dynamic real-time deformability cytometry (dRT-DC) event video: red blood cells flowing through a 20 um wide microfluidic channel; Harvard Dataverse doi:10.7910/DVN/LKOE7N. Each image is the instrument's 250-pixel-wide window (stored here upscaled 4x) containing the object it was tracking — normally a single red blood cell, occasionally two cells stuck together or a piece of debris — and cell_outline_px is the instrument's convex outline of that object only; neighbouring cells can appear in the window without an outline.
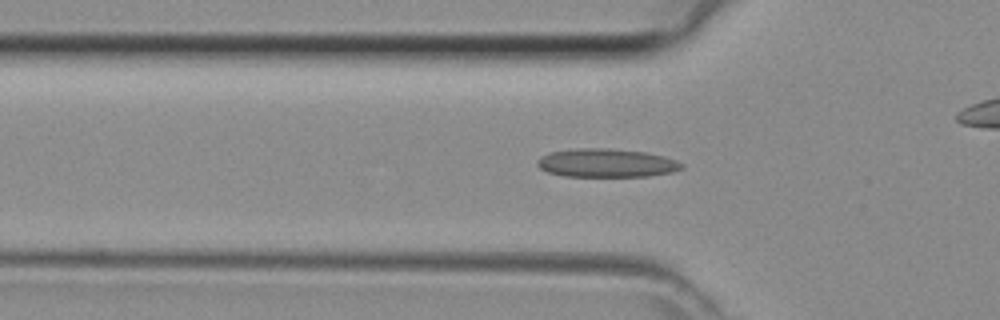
{"species": "common noctule bat (a hibernating species)", "species_latin": "Nyctalus noctula", "temperature_condition": "room temperature", "stored_images_in_passage": 34, "camera_frame_rate_fps": 3000, "um_per_image_px": 0.085, "animal": {"sex": "female", "body_mass_g": 29.2, "forearm_length_mm": 56.3}, "frame": {"image": 1, "passage_image": 8, "time_ms": 2.333, "image_size_px": [1000, 320], "cell_outline_px": [[684, 168], [672, 172], [648, 176], [564, 176], [548, 172], [540, 168], [536, 164], [536, 160], [540, 156], [548, 152], [580, 148], [604, 148], [644, 152], [664, 156], [676, 160], [684, 164]], "centroid_in_image_um": [51.53, 13.85], "position_along_channel_um": 74.3, "area_um2": 23.99}}
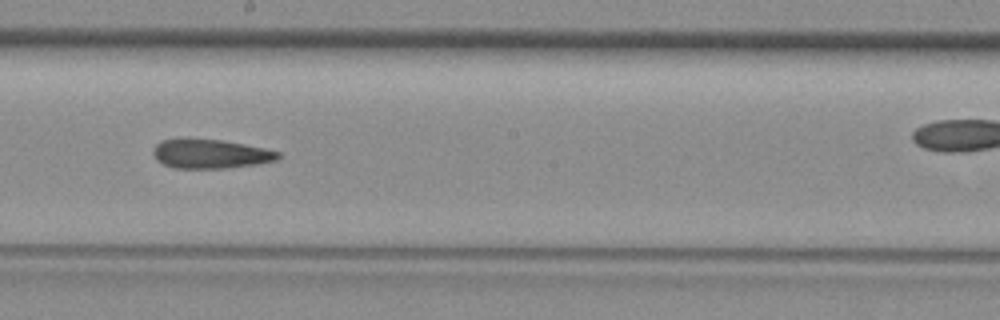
{"frame": {"image": 2, "passage_image": 18, "time_ms": 5.667, "image_size_px": [1000, 320], "cell_outline_px": [[280, 160], [256, 164], [228, 168], [172, 168], [156, 160], [152, 152], [152, 148], [160, 140], [220, 140], [244, 144], [264, 148], [280, 152]], "centroid_in_image_um": [17.9, 13.1], "position_along_channel_um": 230.3, "area_um2": 21.04}}
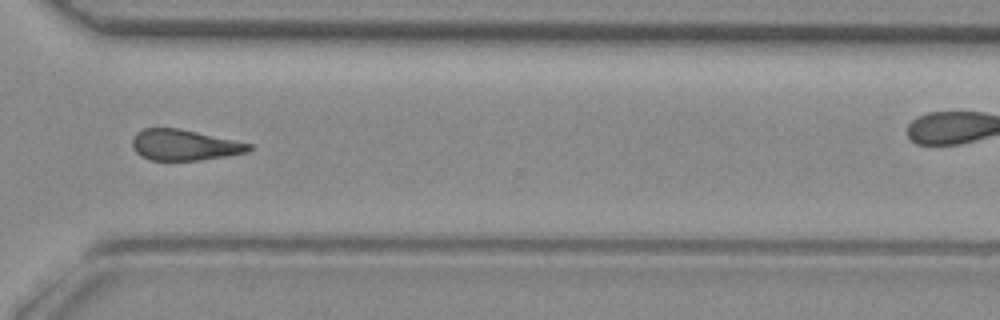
{"frame": {"image": 3, "passage_image": 26, "time_ms": 8.333, "image_size_px": [1000, 320], "cell_outline_px": [[252, 148], [248, 152], [224, 156], [196, 160], [152, 160], [140, 156], [136, 152], [132, 144], [132, 140], [136, 132], [144, 128], [176, 128], [196, 132], [252, 144]], "centroid_in_image_um": [15.63, 12.32], "position_along_channel_um": 355.0, "area_um2": 20.63}}